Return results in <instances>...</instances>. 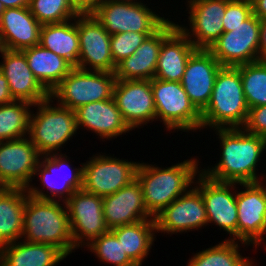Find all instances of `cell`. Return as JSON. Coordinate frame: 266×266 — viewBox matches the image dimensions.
<instances>
[{
	"label": "cell",
	"mask_w": 266,
	"mask_h": 266,
	"mask_svg": "<svg viewBox=\"0 0 266 266\" xmlns=\"http://www.w3.org/2000/svg\"><path fill=\"white\" fill-rule=\"evenodd\" d=\"M259 60L266 61V19L260 20Z\"/></svg>",
	"instance_id": "obj_42"
},
{
	"label": "cell",
	"mask_w": 266,
	"mask_h": 266,
	"mask_svg": "<svg viewBox=\"0 0 266 266\" xmlns=\"http://www.w3.org/2000/svg\"><path fill=\"white\" fill-rule=\"evenodd\" d=\"M243 84L246 103L250 108L266 105V61H255L236 67Z\"/></svg>",
	"instance_id": "obj_34"
},
{
	"label": "cell",
	"mask_w": 266,
	"mask_h": 266,
	"mask_svg": "<svg viewBox=\"0 0 266 266\" xmlns=\"http://www.w3.org/2000/svg\"><path fill=\"white\" fill-rule=\"evenodd\" d=\"M66 258L54 245L22 239L0 247V266H57Z\"/></svg>",
	"instance_id": "obj_27"
},
{
	"label": "cell",
	"mask_w": 266,
	"mask_h": 266,
	"mask_svg": "<svg viewBox=\"0 0 266 266\" xmlns=\"http://www.w3.org/2000/svg\"><path fill=\"white\" fill-rule=\"evenodd\" d=\"M5 10L3 3L0 1V25L2 21V12Z\"/></svg>",
	"instance_id": "obj_46"
},
{
	"label": "cell",
	"mask_w": 266,
	"mask_h": 266,
	"mask_svg": "<svg viewBox=\"0 0 266 266\" xmlns=\"http://www.w3.org/2000/svg\"><path fill=\"white\" fill-rule=\"evenodd\" d=\"M243 129L266 138V105L250 108Z\"/></svg>",
	"instance_id": "obj_39"
},
{
	"label": "cell",
	"mask_w": 266,
	"mask_h": 266,
	"mask_svg": "<svg viewBox=\"0 0 266 266\" xmlns=\"http://www.w3.org/2000/svg\"><path fill=\"white\" fill-rule=\"evenodd\" d=\"M260 19L252 14L208 49L223 67H237L259 60Z\"/></svg>",
	"instance_id": "obj_12"
},
{
	"label": "cell",
	"mask_w": 266,
	"mask_h": 266,
	"mask_svg": "<svg viewBox=\"0 0 266 266\" xmlns=\"http://www.w3.org/2000/svg\"><path fill=\"white\" fill-rule=\"evenodd\" d=\"M157 233L172 235L202 229L207 226V214L200 191L192 186L156 217Z\"/></svg>",
	"instance_id": "obj_18"
},
{
	"label": "cell",
	"mask_w": 266,
	"mask_h": 266,
	"mask_svg": "<svg viewBox=\"0 0 266 266\" xmlns=\"http://www.w3.org/2000/svg\"><path fill=\"white\" fill-rule=\"evenodd\" d=\"M106 153L93 154L82 164V189L86 192L105 197L136 179L140 162L119 159Z\"/></svg>",
	"instance_id": "obj_10"
},
{
	"label": "cell",
	"mask_w": 266,
	"mask_h": 266,
	"mask_svg": "<svg viewBox=\"0 0 266 266\" xmlns=\"http://www.w3.org/2000/svg\"><path fill=\"white\" fill-rule=\"evenodd\" d=\"M12 101H14V99L10 93L8 81L0 70V105L10 103Z\"/></svg>",
	"instance_id": "obj_41"
},
{
	"label": "cell",
	"mask_w": 266,
	"mask_h": 266,
	"mask_svg": "<svg viewBox=\"0 0 266 266\" xmlns=\"http://www.w3.org/2000/svg\"><path fill=\"white\" fill-rule=\"evenodd\" d=\"M188 26L178 28L197 49H209L223 34L222 19L226 12V0H187Z\"/></svg>",
	"instance_id": "obj_17"
},
{
	"label": "cell",
	"mask_w": 266,
	"mask_h": 266,
	"mask_svg": "<svg viewBox=\"0 0 266 266\" xmlns=\"http://www.w3.org/2000/svg\"><path fill=\"white\" fill-rule=\"evenodd\" d=\"M176 27L177 22L169 19L158 31L148 36L135 53L116 66V79L152 80L155 76L162 41Z\"/></svg>",
	"instance_id": "obj_22"
},
{
	"label": "cell",
	"mask_w": 266,
	"mask_h": 266,
	"mask_svg": "<svg viewBox=\"0 0 266 266\" xmlns=\"http://www.w3.org/2000/svg\"><path fill=\"white\" fill-rule=\"evenodd\" d=\"M199 165L195 157L166 168L139 163L136 179L142 188L145 208L153 218L194 186L201 173Z\"/></svg>",
	"instance_id": "obj_2"
},
{
	"label": "cell",
	"mask_w": 266,
	"mask_h": 266,
	"mask_svg": "<svg viewBox=\"0 0 266 266\" xmlns=\"http://www.w3.org/2000/svg\"><path fill=\"white\" fill-rule=\"evenodd\" d=\"M86 248L95 254L100 263L112 264L113 266H136L128 258L121 243L110 230L94 239Z\"/></svg>",
	"instance_id": "obj_36"
},
{
	"label": "cell",
	"mask_w": 266,
	"mask_h": 266,
	"mask_svg": "<svg viewBox=\"0 0 266 266\" xmlns=\"http://www.w3.org/2000/svg\"><path fill=\"white\" fill-rule=\"evenodd\" d=\"M226 238L214 246L199 251L188 259L186 266H253L252 258L243 257L240 253L241 246L252 247L251 245ZM250 258V259H249Z\"/></svg>",
	"instance_id": "obj_32"
},
{
	"label": "cell",
	"mask_w": 266,
	"mask_h": 266,
	"mask_svg": "<svg viewBox=\"0 0 266 266\" xmlns=\"http://www.w3.org/2000/svg\"><path fill=\"white\" fill-rule=\"evenodd\" d=\"M65 204L76 249L85 248L109 231L104 220L103 197L80 189Z\"/></svg>",
	"instance_id": "obj_13"
},
{
	"label": "cell",
	"mask_w": 266,
	"mask_h": 266,
	"mask_svg": "<svg viewBox=\"0 0 266 266\" xmlns=\"http://www.w3.org/2000/svg\"><path fill=\"white\" fill-rule=\"evenodd\" d=\"M144 0H104L91 12L110 34L155 33L169 18L156 13Z\"/></svg>",
	"instance_id": "obj_6"
},
{
	"label": "cell",
	"mask_w": 266,
	"mask_h": 266,
	"mask_svg": "<svg viewBox=\"0 0 266 266\" xmlns=\"http://www.w3.org/2000/svg\"><path fill=\"white\" fill-rule=\"evenodd\" d=\"M257 183H259V184H261L262 186H263V188H264V190H265V193H266V182H257ZM265 183V184H264Z\"/></svg>",
	"instance_id": "obj_47"
},
{
	"label": "cell",
	"mask_w": 266,
	"mask_h": 266,
	"mask_svg": "<svg viewBox=\"0 0 266 266\" xmlns=\"http://www.w3.org/2000/svg\"><path fill=\"white\" fill-rule=\"evenodd\" d=\"M6 8L28 7L29 0H0Z\"/></svg>",
	"instance_id": "obj_44"
},
{
	"label": "cell",
	"mask_w": 266,
	"mask_h": 266,
	"mask_svg": "<svg viewBox=\"0 0 266 266\" xmlns=\"http://www.w3.org/2000/svg\"><path fill=\"white\" fill-rule=\"evenodd\" d=\"M40 157L28 136L0 142V184L27 189L34 180Z\"/></svg>",
	"instance_id": "obj_15"
},
{
	"label": "cell",
	"mask_w": 266,
	"mask_h": 266,
	"mask_svg": "<svg viewBox=\"0 0 266 266\" xmlns=\"http://www.w3.org/2000/svg\"><path fill=\"white\" fill-rule=\"evenodd\" d=\"M27 189L3 187L0 191V247L22 239Z\"/></svg>",
	"instance_id": "obj_29"
},
{
	"label": "cell",
	"mask_w": 266,
	"mask_h": 266,
	"mask_svg": "<svg viewBox=\"0 0 266 266\" xmlns=\"http://www.w3.org/2000/svg\"><path fill=\"white\" fill-rule=\"evenodd\" d=\"M239 185L236 187L238 241L258 248L265 242L263 236L266 235V193L263 186L257 182ZM239 187L243 188L240 190Z\"/></svg>",
	"instance_id": "obj_14"
},
{
	"label": "cell",
	"mask_w": 266,
	"mask_h": 266,
	"mask_svg": "<svg viewBox=\"0 0 266 266\" xmlns=\"http://www.w3.org/2000/svg\"><path fill=\"white\" fill-rule=\"evenodd\" d=\"M115 81V73L74 67L51 91L50 97L60 106L76 110L91 102L111 99Z\"/></svg>",
	"instance_id": "obj_9"
},
{
	"label": "cell",
	"mask_w": 266,
	"mask_h": 266,
	"mask_svg": "<svg viewBox=\"0 0 266 266\" xmlns=\"http://www.w3.org/2000/svg\"><path fill=\"white\" fill-rule=\"evenodd\" d=\"M0 70L8 81L14 100L36 104L45 101L50 93L39 83L28 66L22 51L2 49Z\"/></svg>",
	"instance_id": "obj_21"
},
{
	"label": "cell",
	"mask_w": 266,
	"mask_h": 266,
	"mask_svg": "<svg viewBox=\"0 0 266 266\" xmlns=\"http://www.w3.org/2000/svg\"><path fill=\"white\" fill-rule=\"evenodd\" d=\"M222 67L208 49H196L188 59L181 85L200 112L209 104L217 73Z\"/></svg>",
	"instance_id": "obj_20"
},
{
	"label": "cell",
	"mask_w": 266,
	"mask_h": 266,
	"mask_svg": "<svg viewBox=\"0 0 266 266\" xmlns=\"http://www.w3.org/2000/svg\"><path fill=\"white\" fill-rule=\"evenodd\" d=\"M214 132L220 141L221 157L214 166L201 168V172L218 182H257L260 176L257 166L266 152V138L243 128L214 129Z\"/></svg>",
	"instance_id": "obj_1"
},
{
	"label": "cell",
	"mask_w": 266,
	"mask_h": 266,
	"mask_svg": "<svg viewBox=\"0 0 266 266\" xmlns=\"http://www.w3.org/2000/svg\"><path fill=\"white\" fill-rule=\"evenodd\" d=\"M110 231L117 237L128 258L136 266H142L156 241L155 220H141L137 223L113 228Z\"/></svg>",
	"instance_id": "obj_31"
},
{
	"label": "cell",
	"mask_w": 266,
	"mask_h": 266,
	"mask_svg": "<svg viewBox=\"0 0 266 266\" xmlns=\"http://www.w3.org/2000/svg\"><path fill=\"white\" fill-rule=\"evenodd\" d=\"M33 108L28 137L41 156L62 153V147L78 134L75 111L54 104L51 97Z\"/></svg>",
	"instance_id": "obj_5"
},
{
	"label": "cell",
	"mask_w": 266,
	"mask_h": 266,
	"mask_svg": "<svg viewBox=\"0 0 266 266\" xmlns=\"http://www.w3.org/2000/svg\"><path fill=\"white\" fill-rule=\"evenodd\" d=\"M253 14L260 20L266 19V0H251Z\"/></svg>",
	"instance_id": "obj_43"
},
{
	"label": "cell",
	"mask_w": 266,
	"mask_h": 266,
	"mask_svg": "<svg viewBox=\"0 0 266 266\" xmlns=\"http://www.w3.org/2000/svg\"><path fill=\"white\" fill-rule=\"evenodd\" d=\"M69 160L64 153L41 156L34 178L39 177L37 179L43 187L31 183L27 188L28 195L40 200L66 202L76 190L82 189L83 163L72 168L74 165Z\"/></svg>",
	"instance_id": "obj_7"
},
{
	"label": "cell",
	"mask_w": 266,
	"mask_h": 266,
	"mask_svg": "<svg viewBox=\"0 0 266 266\" xmlns=\"http://www.w3.org/2000/svg\"><path fill=\"white\" fill-rule=\"evenodd\" d=\"M154 33L123 32L111 35L110 50L115 66L135 53L145 39Z\"/></svg>",
	"instance_id": "obj_37"
},
{
	"label": "cell",
	"mask_w": 266,
	"mask_h": 266,
	"mask_svg": "<svg viewBox=\"0 0 266 266\" xmlns=\"http://www.w3.org/2000/svg\"><path fill=\"white\" fill-rule=\"evenodd\" d=\"M31 107L33 104L19 100L0 105V142L28 136Z\"/></svg>",
	"instance_id": "obj_33"
},
{
	"label": "cell",
	"mask_w": 266,
	"mask_h": 266,
	"mask_svg": "<svg viewBox=\"0 0 266 266\" xmlns=\"http://www.w3.org/2000/svg\"><path fill=\"white\" fill-rule=\"evenodd\" d=\"M196 49L177 26L162 41L154 78L181 82L188 59Z\"/></svg>",
	"instance_id": "obj_26"
},
{
	"label": "cell",
	"mask_w": 266,
	"mask_h": 266,
	"mask_svg": "<svg viewBox=\"0 0 266 266\" xmlns=\"http://www.w3.org/2000/svg\"><path fill=\"white\" fill-rule=\"evenodd\" d=\"M104 0H70V3L79 14L91 13Z\"/></svg>",
	"instance_id": "obj_40"
},
{
	"label": "cell",
	"mask_w": 266,
	"mask_h": 266,
	"mask_svg": "<svg viewBox=\"0 0 266 266\" xmlns=\"http://www.w3.org/2000/svg\"><path fill=\"white\" fill-rule=\"evenodd\" d=\"M103 214L109 230L141 220H155L145 208L142 188L137 179L114 194L103 197Z\"/></svg>",
	"instance_id": "obj_23"
},
{
	"label": "cell",
	"mask_w": 266,
	"mask_h": 266,
	"mask_svg": "<svg viewBox=\"0 0 266 266\" xmlns=\"http://www.w3.org/2000/svg\"><path fill=\"white\" fill-rule=\"evenodd\" d=\"M3 47H2V44H1V41H0V53L2 51Z\"/></svg>",
	"instance_id": "obj_48"
},
{
	"label": "cell",
	"mask_w": 266,
	"mask_h": 266,
	"mask_svg": "<svg viewBox=\"0 0 266 266\" xmlns=\"http://www.w3.org/2000/svg\"><path fill=\"white\" fill-rule=\"evenodd\" d=\"M75 111L79 129L95 133L102 141L112 140L132 129L124 121L120 110L113 99L91 102L78 107Z\"/></svg>",
	"instance_id": "obj_24"
},
{
	"label": "cell",
	"mask_w": 266,
	"mask_h": 266,
	"mask_svg": "<svg viewBox=\"0 0 266 266\" xmlns=\"http://www.w3.org/2000/svg\"><path fill=\"white\" fill-rule=\"evenodd\" d=\"M22 240L54 245L66 256L74 253L77 249L73 243L65 202L40 200L27 193Z\"/></svg>",
	"instance_id": "obj_3"
},
{
	"label": "cell",
	"mask_w": 266,
	"mask_h": 266,
	"mask_svg": "<svg viewBox=\"0 0 266 266\" xmlns=\"http://www.w3.org/2000/svg\"><path fill=\"white\" fill-rule=\"evenodd\" d=\"M252 14L251 0H226V12L222 19L224 32L231 31Z\"/></svg>",
	"instance_id": "obj_38"
},
{
	"label": "cell",
	"mask_w": 266,
	"mask_h": 266,
	"mask_svg": "<svg viewBox=\"0 0 266 266\" xmlns=\"http://www.w3.org/2000/svg\"><path fill=\"white\" fill-rule=\"evenodd\" d=\"M266 160V159H265ZM265 171H266V168H265V170L264 171H262V172H264L265 173ZM261 172V174H260V176H259V178H258V181L257 182H266V173H265V175H264V173H262Z\"/></svg>",
	"instance_id": "obj_45"
},
{
	"label": "cell",
	"mask_w": 266,
	"mask_h": 266,
	"mask_svg": "<svg viewBox=\"0 0 266 266\" xmlns=\"http://www.w3.org/2000/svg\"><path fill=\"white\" fill-rule=\"evenodd\" d=\"M151 87L156 121L163 122L165 130L171 133L172 130L186 133L201 130V112L191 102L181 82L153 78Z\"/></svg>",
	"instance_id": "obj_8"
},
{
	"label": "cell",
	"mask_w": 266,
	"mask_h": 266,
	"mask_svg": "<svg viewBox=\"0 0 266 266\" xmlns=\"http://www.w3.org/2000/svg\"><path fill=\"white\" fill-rule=\"evenodd\" d=\"M112 97L124 121L132 130L156 122L151 80L116 79Z\"/></svg>",
	"instance_id": "obj_19"
},
{
	"label": "cell",
	"mask_w": 266,
	"mask_h": 266,
	"mask_svg": "<svg viewBox=\"0 0 266 266\" xmlns=\"http://www.w3.org/2000/svg\"><path fill=\"white\" fill-rule=\"evenodd\" d=\"M80 54L78 69L115 73L111 56V35L91 13L77 15Z\"/></svg>",
	"instance_id": "obj_16"
},
{
	"label": "cell",
	"mask_w": 266,
	"mask_h": 266,
	"mask_svg": "<svg viewBox=\"0 0 266 266\" xmlns=\"http://www.w3.org/2000/svg\"><path fill=\"white\" fill-rule=\"evenodd\" d=\"M28 66L39 83L49 92L69 74L74 68L64 58L40 44L22 50Z\"/></svg>",
	"instance_id": "obj_28"
},
{
	"label": "cell",
	"mask_w": 266,
	"mask_h": 266,
	"mask_svg": "<svg viewBox=\"0 0 266 266\" xmlns=\"http://www.w3.org/2000/svg\"><path fill=\"white\" fill-rule=\"evenodd\" d=\"M249 107L236 67H222L216 76L209 104L201 112V130L243 128Z\"/></svg>",
	"instance_id": "obj_4"
},
{
	"label": "cell",
	"mask_w": 266,
	"mask_h": 266,
	"mask_svg": "<svg viewBox=\"0 0 266 266\" xmlns=\"http://www.w3.org/2000/svg\"><path fill=\"white\" fill-rule=\"evenodd\" d=\"M41 24L29 7L6 8L2 12L0 41L8 50L22 51L39 44Z\"/></svg>",
	"instance_id": "obj_25"
},
{
	"label": "cell",
	"mask_w": 266,
	"mask_h": 266,
	"mask_svg": "<svg viewBox=\"0 0 266 266\" xmlns=\"http://www.w3.org/2000/svg\"><path fill=\"white\" fill-rule=\"evenodd\" d=\"M39 44L77 68L80 54L77 16L63 23L41 25Z\"/></svg>",
	"instance_id": "obj_30"
},
{
	"label": "cell",
	"mask_w": 266,
	"mask_h": 266,
	"mask_svg": "<svg viewBox=\"0 0 266 266\" xmlns=\"http://www.w3.org/2000/svg\"><path fill=\"white\" fill-rule=\"evenodd\" d=\"M28 7L41 25L63 23L79 14L70 0H29Z\"/></svg>",
	"instance_id": "obj_35"
},
{
	"label": "cell",
	"mask_w": 266,
	"mask_h": 266,
	"mask_svg": "<svg viewBox=\"0 0 266 266\" xmlns=\"http://www.w3.org/2000/svg\"><path fill=\"white\" fill-rule=\"evenodd\" d=\"M195 181L194 185L205 202L207 226L213 223L219 226V230L229 234L227 240L238 241L236 186L239 183L214 181L202 172Z\"/></svg>",
	"instance_id": "obj_11"
}]
</instances>
